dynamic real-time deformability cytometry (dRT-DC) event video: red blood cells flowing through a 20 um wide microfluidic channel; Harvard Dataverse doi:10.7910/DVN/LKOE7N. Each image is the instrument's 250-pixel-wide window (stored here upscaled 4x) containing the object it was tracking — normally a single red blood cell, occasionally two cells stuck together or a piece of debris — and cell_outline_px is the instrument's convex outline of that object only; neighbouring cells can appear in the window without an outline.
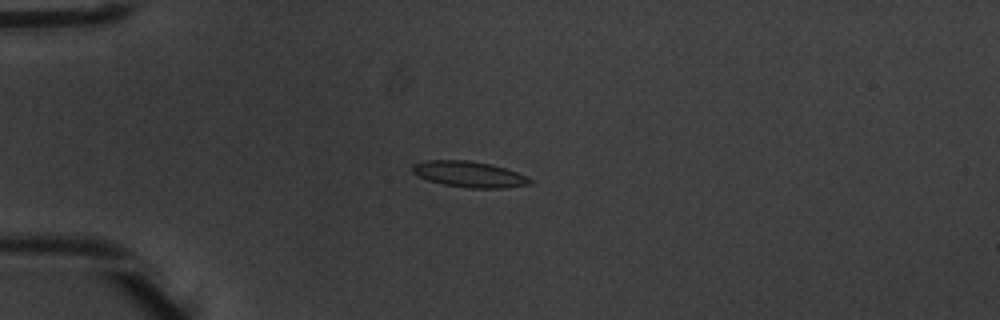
{"species": "common noctule bat (a hibernating species)", "species_latin": "Nyctalus noctula", "temperature_condition": "warm", "stored_images_in_passage": 5, "camera_frame_rate_fps": 3000, "um_per_image_px": 0.085, "animal": {"sex": "male", "body_mass_g": 20.1, "forearm_length_mm": 53.5}, "frame": {"image": 1, "passage_image": 5, "time_ms": 1.333, "image_size_px": [1000, 320], "cell_outline_px": [[536, 180], [532, 184], [504, 188], [468, 188], [444, 184], [428, 180], [412, 172], [412, 164], [424, 160], [468, 160], [492, 164], [528, 176]], "centroid_in_image_um": [39.93, 14.81], "position_along_channel_um": 45.1, "area_um2": 17.92}}